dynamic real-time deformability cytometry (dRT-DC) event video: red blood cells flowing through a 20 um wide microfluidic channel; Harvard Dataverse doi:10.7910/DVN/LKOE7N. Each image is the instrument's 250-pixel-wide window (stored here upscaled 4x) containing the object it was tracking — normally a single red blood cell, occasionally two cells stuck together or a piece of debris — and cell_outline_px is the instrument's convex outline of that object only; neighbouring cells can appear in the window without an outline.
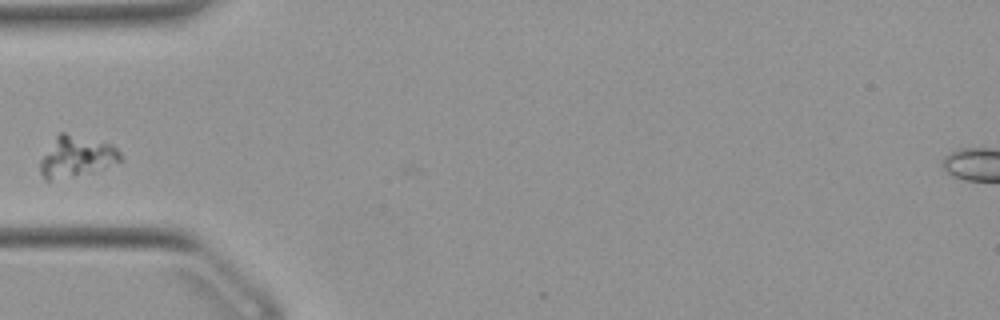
{"species": "Egyptian fruit bat (a non-hibernating species)", "species_latin": "Rousettus aegyptiacus", "temperature_condition": "warm", "stored_images_in_passage": 37, "camera_frame_rate_fps": 3000, "um_per_image_px": 0.085, "animal": {"sex": "female"}, "frame": {"image": 1, "passage_image": 1, "time_ms": 0.0, "image_size_px": [1000, 320], "cell_outline_px": [[124, 160], [104, 168], [92, 172], [48, 180], [44, 180], [40, 172], [40, 160], [56, 136], [60, 132], [64, 132], [112, 144], [120, 152]], "centroid_in_image_um": [6.52, 13.3], "position_along_channel_um": 78.5, "area_um2": 18.96}}
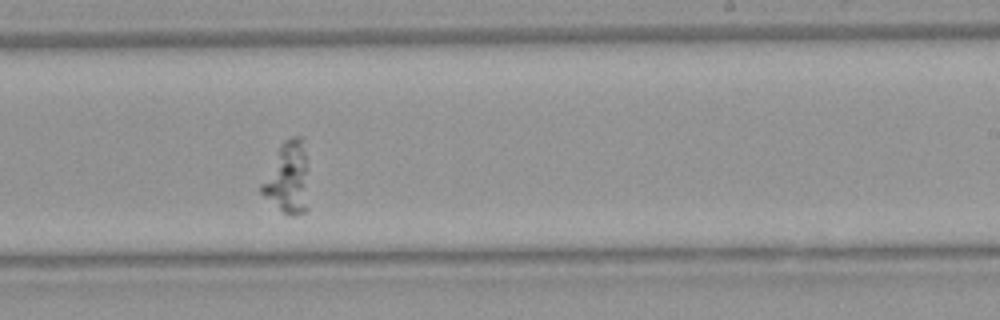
{"frame": {"image": 2, "passage_image": 16, "time_ms": 5.0, "image_size_px": [1000, 320], "cell_outline_px": [[308, 208], [304, 212], [296, 216], [288, 216], [264, 196], [260, 192], [260, 184], [284, 140], [292, 136], [300, 136], [308, 160]], "centroid_in_image_um": [24.5, 15.16], "position_along_channel_um": 264.5, "area_um2": 19.77}}
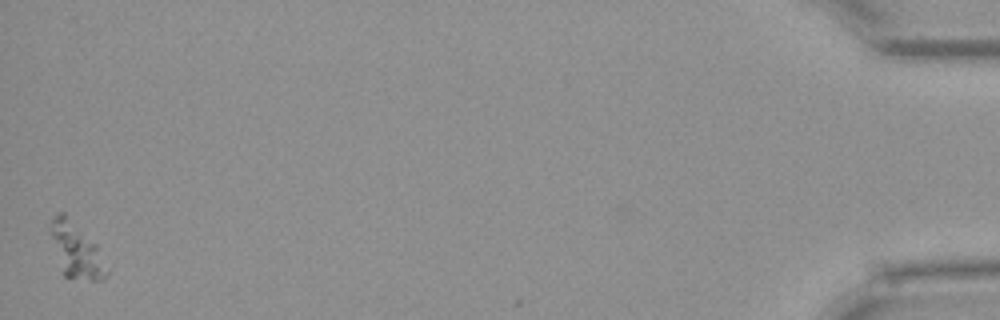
{"frame": {"image": 3, "passage_image": 37, "time_ms": 12.0, "image_size_px": [1000, 320], "cell_outline_px": [[112, 264], [108, 272], [100, 280], [92, 280], [64, 276], [48, 228], [52, 216], [60, 212], [64, 212], [96, 244]], "centroid_in_image_um": [6.54, 21.26], "position_along_channel_um": 428.7, "area_um2": 18.26}}